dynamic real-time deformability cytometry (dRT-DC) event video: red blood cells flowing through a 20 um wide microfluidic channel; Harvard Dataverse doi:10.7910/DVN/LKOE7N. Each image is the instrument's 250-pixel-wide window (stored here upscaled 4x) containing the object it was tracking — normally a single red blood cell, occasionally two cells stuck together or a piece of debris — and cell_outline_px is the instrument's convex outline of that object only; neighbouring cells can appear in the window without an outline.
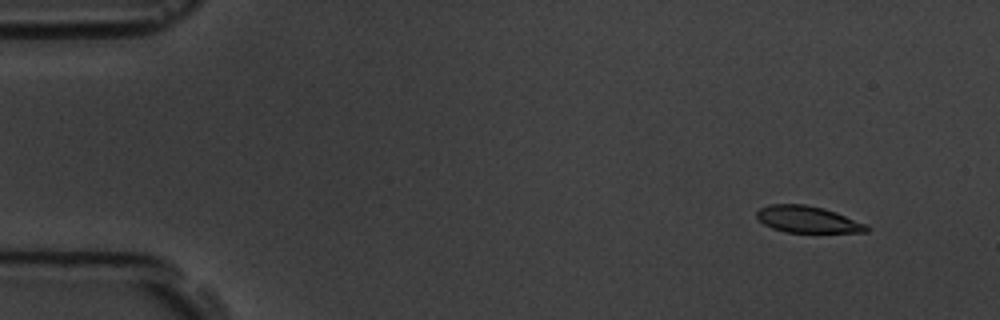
{"species": "common noctule bat (a hibernating species)", "species_latin": "Nyctalus noctula", "temperature_condition": "room temperature", "stored_images_in_passage": 4, "camera_frame_rate_fps": 3000, "um_per_image_px": 0.085, "animal": {"sex": "male", "body_mass_g": 19.5, "forearm_length_mm": 54.6}, "frame": {"image": 1, "passage_image": 1, "time_ms": 0.0, "image_size_px": [1000, 320], "cell_outline_px": [[872, 228], [868, 232], [784, 232], [772, 228], [764, 224], [756, 216], [756, 212], [760, 208], [772, 204], [804, 204], [824, 208], [836, 212], [868, 224]], "centroid_in_image_um": [68.69, 18.65], "position_along_channel_um": 16.3, "area_um2": 17.17}}
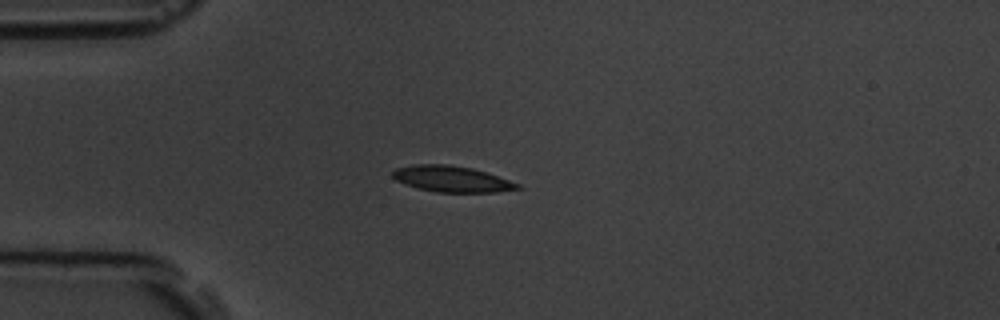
{"frame": {"image": 2, "passage_image": 4, "time_ms": 3.333, "image_size_px": [1000, 320], "cell_outline_px": [[524, 188], [496, 192], [436, 192], [404, 184], [396, 180], [392, 176], [392, 172], [396, 168], [416, 164], [448, 164], [472, 168], [520, 184]], "centroid_in_image_um": [38.39, 15.21], "position_along_channel_um": 46.6, "area_um2": 18.79}}